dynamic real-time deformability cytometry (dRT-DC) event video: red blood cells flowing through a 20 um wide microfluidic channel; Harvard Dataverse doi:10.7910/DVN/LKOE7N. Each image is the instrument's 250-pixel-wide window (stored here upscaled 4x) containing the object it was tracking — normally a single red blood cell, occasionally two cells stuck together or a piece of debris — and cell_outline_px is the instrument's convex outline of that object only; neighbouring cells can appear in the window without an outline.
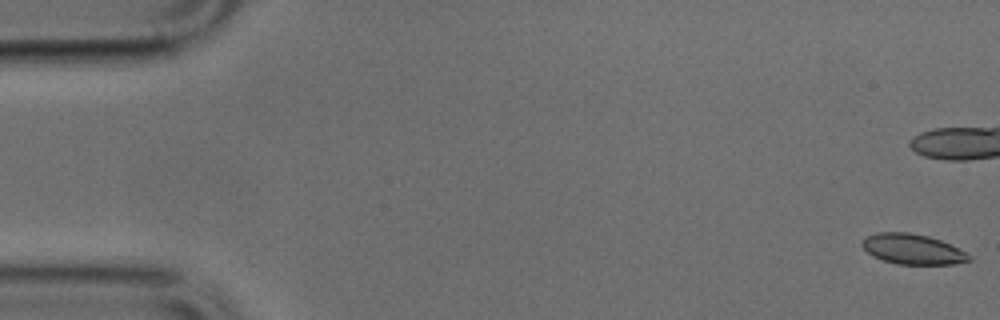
{"species": "common noctule bat (a hibernating species)", "species_latin": "Nyctalus noctula", "temperature_condition": "cold", "stored_images_in_passage": 51, "camera_frame_rate_fps": 3000, "um_per_image_px": 0.085, "animal": {"sex": "male", "body_mass_g": 17.9, "forearm_length_mm": 54.2}, "frame": {"image": 1, "passage_image": 1, "time_ms": 0.0, "image_size_px": [1000, 320], "cell_outline_px": [[972, 260], [952, 264], [896, 264], [872, 256], [860, 244], [860, 240], [876, 232], [908, 232], [928, 236], [940, 240], [972, 256]], "centroid_in_image_um": [77.53, 21.17], "position_along_channel_um": 7.5, "area_um2": 18.73}}